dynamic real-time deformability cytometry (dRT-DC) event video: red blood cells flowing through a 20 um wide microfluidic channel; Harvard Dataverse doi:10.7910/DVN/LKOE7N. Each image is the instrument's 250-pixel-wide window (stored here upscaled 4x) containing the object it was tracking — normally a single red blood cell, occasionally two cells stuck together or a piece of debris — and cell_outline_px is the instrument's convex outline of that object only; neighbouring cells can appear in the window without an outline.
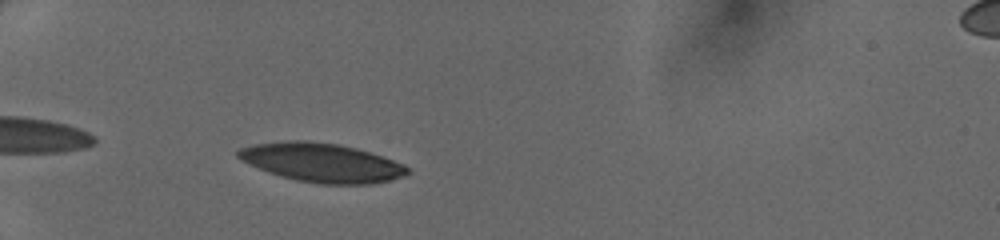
{"species": "human", "species_latin": "Homo sapiens", "temperature_condition": "cold", "stored_images_in_passage": 31, "camera_frame_rate_fps": 3000, "um_per_image_px": 0.085, "donor": {"sex": "female"}, "frame": {"image": 1, "passage_image": 2, "time_ms": 0.333, "image_size_px": [1000, 240], "cell_outline_px": [[412, 172], [404, 176], [372, 184], [320, 184], [296, 180], [280, 176], [268, 172], [240, 160], [236, 156], [236, 152], [240, 148], [252, 144], [288, 140], [308, 140], [336, 144], [356, 148], [404, 164]], "centroid_in_image_um": [27.31, 13.82], "position_along_channel_um": 57.7, "area_um2": 38.38}}
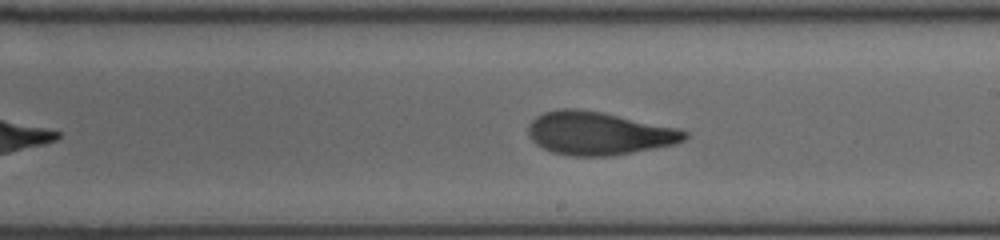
{"frame": {"image": 2, "passage_image": 16, "time_ms": 5.0, "image_size_px": [1000, 240], "cell_outline_px": [[688, 136], [684, 140], [676, 144], [632, 152], [608, 156], [572, 156], [552, 152], [536, 144], [528, 136], [528, 124], [536, 116], [544, 112], [560, 108], [576, 108], [600, 112], [680, 128], [688, 132]], "centroid_in_image_um": [50.88, 11.33], "position_along_channel_um": 238.1, "area_um2": 39.3}}
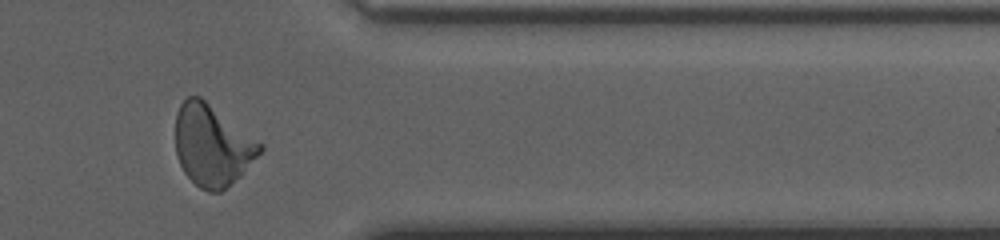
{"frame": {"image": 3, "passage_image": 27, "time_ms": 8.667, "image_size_px": [1000, 240], "cell_outline_px": [[264, 148], [240, 176], [220, 192], [208, 192], [200, 188], [184, 172], [180, 164], [176, 152], [176, 112], [180, 104], [188, 96], [200, 96], [264, 144]], "centroid_in_image_um": [18.04, 12.34], "position_along_channel_um": 393.4, "area_um2": 39.82}}